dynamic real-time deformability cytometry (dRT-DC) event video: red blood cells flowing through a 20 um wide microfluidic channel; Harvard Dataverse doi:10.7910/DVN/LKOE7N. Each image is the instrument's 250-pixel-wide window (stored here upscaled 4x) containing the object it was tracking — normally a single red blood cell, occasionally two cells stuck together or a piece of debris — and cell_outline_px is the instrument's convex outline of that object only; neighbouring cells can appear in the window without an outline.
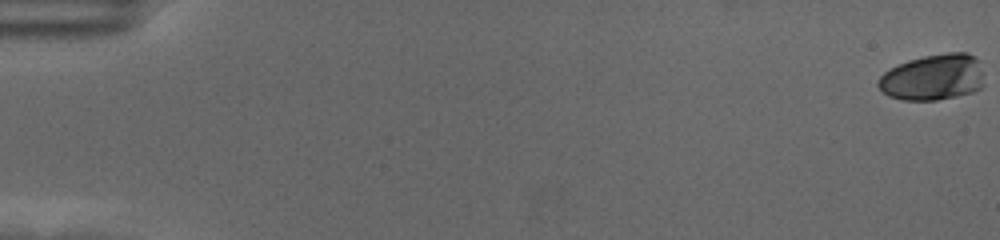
{"species": "human", "species_latin": "Homo sapiens", "temperature_condition": "cold", "stored_images_in_passage": 60, "camera_frame_rate_fps": 3000, "um_per_image_px": 0.085, "donor": {"sex": "female"}, "frame": {"image": 1, "passage_image": 1, "time_ms": 0.0, "image_size_px": [1000, 240], "cell_outline_px": [[984, 84], [980, 88], [972, 92], [956, 96], [936, 100], [900, 100], [888, 96], [876, 84], [880, 76], [884, 72], [908, 60], [924, 56], [948, 52], [968, 52], [976, 56], [980, 60]], "centroid_in_image_um": [79.34, 6.56], "position_along_channel_um": 5.7, "area_um2": 28.67}}
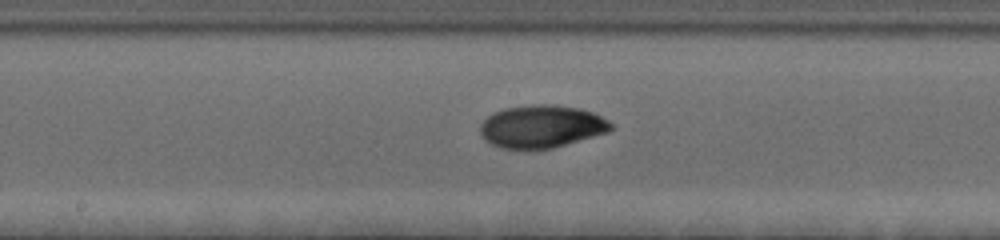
{"frame": {"image": 2, "passage_image": 33, "time_ms": 10.667, "image_size_px": [1000, 240], "cell_outline_px": [[616, 128], [608, 132], [552, 148], [500, 148], [484, 140], [480, 136], [480, 124], [492, 112], [504, 108], [532, 104], [556, 104], [580, 108], [592, 112], [608, 120]], "centroid_in_image_um": [46.02, 10.73], "position_along_channel_um": 202.2, "area_um2": 32.66}}
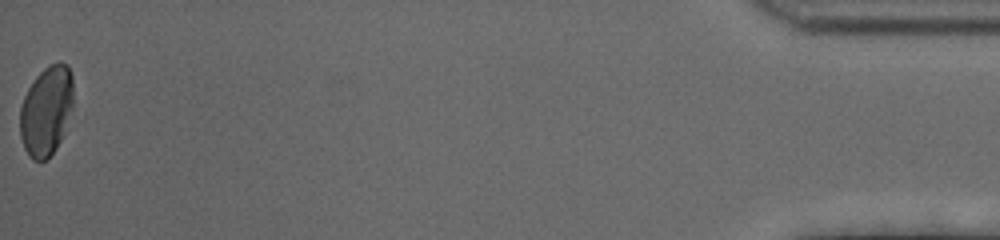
{"frame": {"image": 3, "passage_image": 60, "time_ms": 19.667, "image_size_px": [1000, 240], "cell_outline_px": [[72, 108], [64, 132], [56, 148], [44, 160], [32, 160], [28, 156], [24, 148], [20, 136], [20, 108], [24, 96], [28, 88], [36, 76], [48, 64], [60, 60], [68, 64], [72, 76]], "centroid_in_image_um": [3.93, 9.38], "position_along_channel_um": 431.3, "area_um2": 27.92}, "authors_computed_cell_mechanics": {"area_um2": 30.634, "velocity_mm_per_s": 3.5241, "shape_relaxation_time_tau1_ms": 5.0755, "shape_relaxation_time_tau2_ms": 2.3886, "deformation_change_tau1": 0.1665, "deformation_change_tau2": 0.0419}}